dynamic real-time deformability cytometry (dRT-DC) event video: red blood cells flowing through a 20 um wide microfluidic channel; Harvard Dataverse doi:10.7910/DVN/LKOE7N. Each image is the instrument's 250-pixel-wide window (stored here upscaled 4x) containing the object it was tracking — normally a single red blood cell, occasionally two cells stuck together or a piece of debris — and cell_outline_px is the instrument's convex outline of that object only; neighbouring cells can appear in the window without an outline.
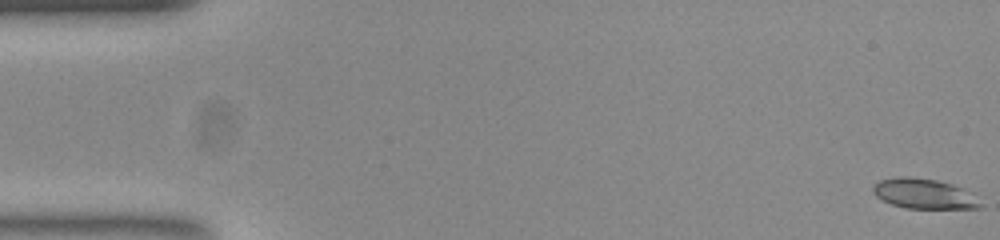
{"species": "common noctule bat (a hibernating species)", "species_latin": "Nyctalus noctula", "temperature_condition": "room temperature", "stored_images_in_passage": 55, "camera_frame_rate_fps": 3000, "um_per_image_px": 0.085, "animal": {"sex": "female", "body_mass_g": 23.0, "forearm_length_mm": 53.4}, "frame": {"image": 1, "passage_image": 1, "time_ms": 0.0, "image_size_px": [1000, 240], "cell_outline_px": [[984, 208], [904, 208], [892, 204], [876, 196], [872, 192], [872, 184], [880, 180], [900, 176], [908, 176], [936, 180], [952, 184], [964, 188], [972, 192], [984, 204]], "centroid_in_image_um": [78.58, 16.46], "position_along_channel_um": 6.4, "area_um2": 19.07}}
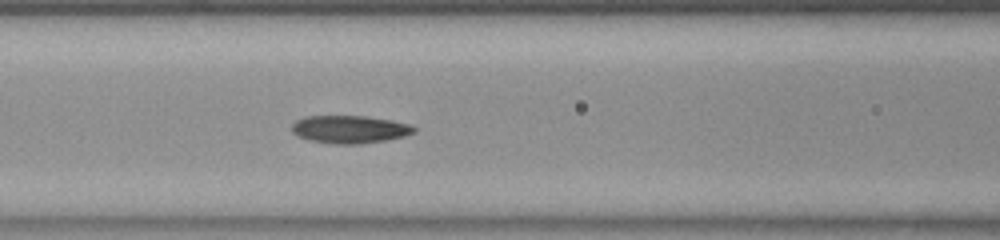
{"frame": {"image": 2, "passage_image": 23, "time_ms": 7.333, "image_size_px": [1000, 240], "cell_outline_px": [[416, 128], [412, 132], [404, 136], [384, 140], [356, 144], [336, 144], [312, 140], [300, 136], [292, 132], [292, 124], [296, 120], [304, 116], [368, 116], [392, 120], [408, 124]], "centroid_in_image_um": [29.7, 10.97], "position_along_channel_um": 136.9, "area_um2": 19.48}}
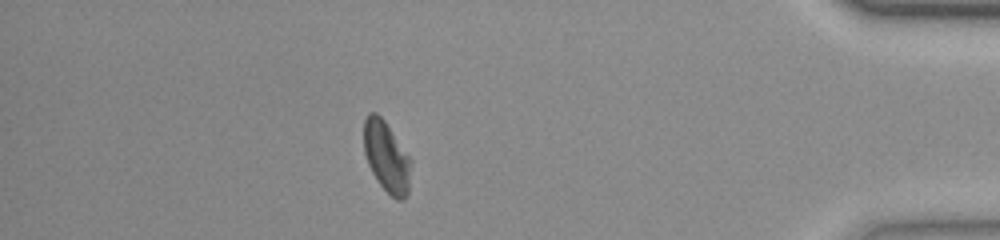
{"frame": {"image": 3, "passage_image": 48, "time_ms": 15.667, "image_size_px": [1000, 240], "cell_outline_px": [[412, 160], [408, 192], [404, 200], [396, 200], [380, 184], [372, 172], [368, 164], [364, 152], [364, 120], [368, 112], [376, 112], [384, 120]], "centroid_in_image_um": [32.86, 13.32], "position_along_channel_um": 402.3, "area_um2": 19.36}, "authors_computed_cell_mechanics": {"area_um2": 19.4208, "velocity_mm_per_s": 3.7505, "shape_relaxation_time_tau1_ms": 7.335, "shape_relaxation_time_tau2_ms": 2.5843, "deformation_change_tau1": 0.2064, "deformation_change_tau2": 0.0794}}